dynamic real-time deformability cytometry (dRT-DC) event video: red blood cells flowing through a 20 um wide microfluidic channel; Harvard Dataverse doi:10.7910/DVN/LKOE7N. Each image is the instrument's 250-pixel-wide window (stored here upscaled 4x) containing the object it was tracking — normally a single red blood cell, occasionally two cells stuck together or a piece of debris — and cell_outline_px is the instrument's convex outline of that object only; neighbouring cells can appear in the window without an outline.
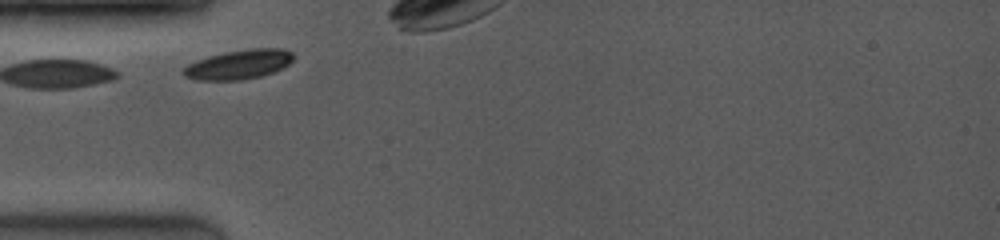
{"species": "common noctule bat (a hibernating species)", "species_latin": "Nyctalus noctula", "temperature_condition": "room temperature", "stored_images_in_passage": 20, "camera_frame_rate_fps": 4000, "um_per_image_px": 0.085, "animal": {"sex": "female", "body_mass_g": 19.0, "forearm_length_mm": 53.3}, "frame": {"image": 1, "passage_image": 1, "time_ms": 0.0, "image_size_px": [1000, 240], "cell_outline_px": [[292, 60], [288, 64], [272, 72], [260, 76], [240, 80], [200, 80], [184, 76], [180, 72], [188, 64], [196, 60], [208, 56], [248, 48], [280, 48], [292, 52]], "centroid_in_image_um": [20.26, 5.48], "position_along_channel_um": 64.7, "area_um2": 18.61}}